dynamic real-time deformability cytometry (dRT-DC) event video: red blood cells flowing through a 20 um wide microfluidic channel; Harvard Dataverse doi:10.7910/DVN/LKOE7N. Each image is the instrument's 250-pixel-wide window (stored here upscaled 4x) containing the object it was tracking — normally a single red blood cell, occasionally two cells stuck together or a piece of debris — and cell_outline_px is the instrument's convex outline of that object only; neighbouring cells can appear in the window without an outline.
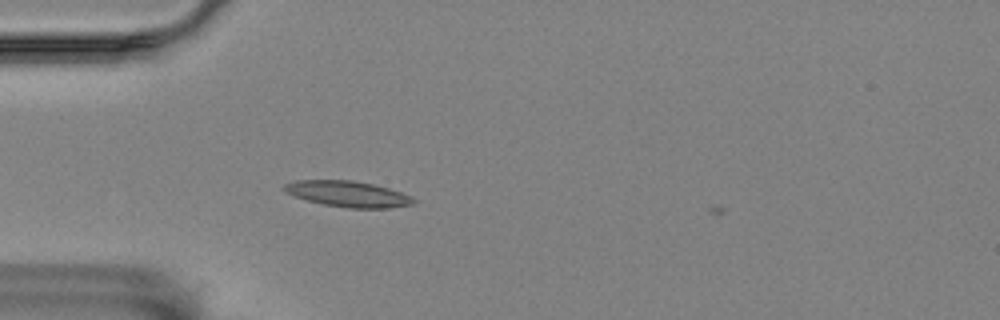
{"species": "Egyptian fruit bat (a non-hibernating species)", "species_latin": "Rousettus aegyptiacus", "temperature_condition": "room temperature", "stored_images_in_passage": 42, "camera_frame_rate_fps": 3000, "um_per_image_px": 0.085, "animal": {"sex": "female"}, "frame": {"image": 1, "passage_image": 1, "time_ms": 0.0, "image_size_px": [1000, 320], "cell_outline_px": [[416, 200], [412, 204], [388, 208], [348, 208], [324, 204], [308, 200], [284, 192], [280, 188], [284, 184], [292, 180], [352, 180], [372, 184], [388, 188], [412, 196]], "centroid_in_image_um": [29.53, 16.47], "position_along_channel_um": 55.5, "area_um2": 19.48}}
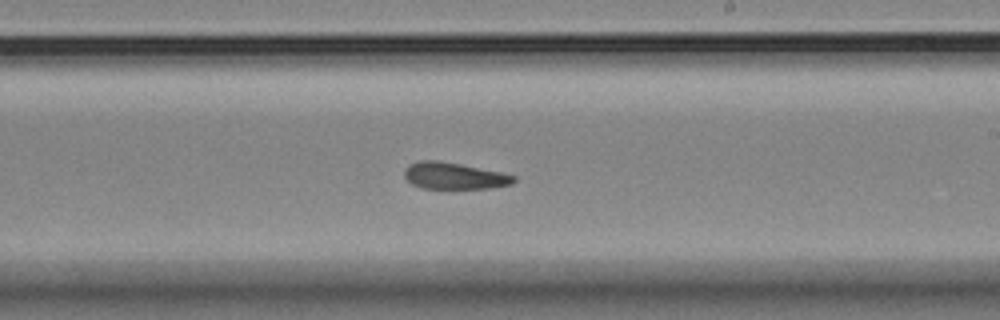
{"frame": {"image": 2, "passage_image": 18, "time_ms": 5.667, "image_size_px": [1000, 320], "cell_outline_px": [[516, 180], [512, 184], [492, 188], [420, 188], [412, 184], [404, 176], [404, 168], [408, 164], [420, 160], [440, 160], [500, 172], [516, 176]], "centroid_in_image_um": [38.57, 14.94], "position_along_channel_um": 250.4, "area_um2": 17.05}}
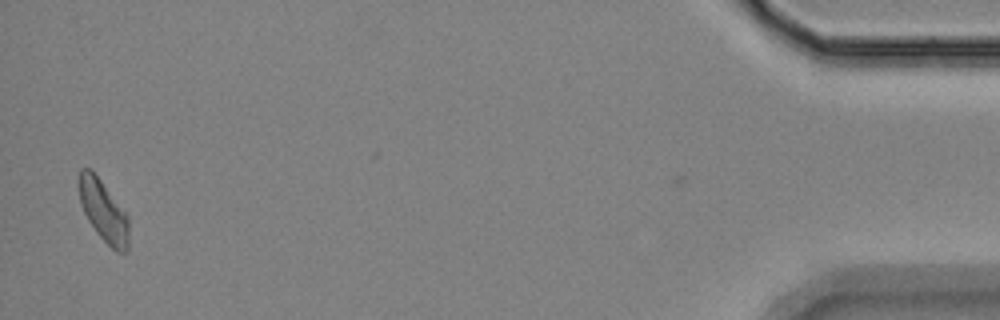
{"frame": {"image": 3, "passage_image": 40, "time_ms": 13.0, "image_size_px": [1000, 320], "cell_outline_px": [[128, 252], [116, 252], [96, 232], [88, 220], [80, 204], [76, 180], [80, 168], [92, 168], [128, 216]], "centroid_in_image_um": [8.74, 17.87], "position_along_channel_um": 426.5, "area_um2": 18.15}, "authors_computed_cell_mechanics": {"area_um2": 18.0047, "velocity_mm_per_s": 3.5406, "shape_relaxation_time_tau1_ms": 5.6663, "shape_relaxation_time_tau2_ms": 3.3808, "deformation_change_tau1": 0.1259, "deformation_change_tau2": 0.1116}}